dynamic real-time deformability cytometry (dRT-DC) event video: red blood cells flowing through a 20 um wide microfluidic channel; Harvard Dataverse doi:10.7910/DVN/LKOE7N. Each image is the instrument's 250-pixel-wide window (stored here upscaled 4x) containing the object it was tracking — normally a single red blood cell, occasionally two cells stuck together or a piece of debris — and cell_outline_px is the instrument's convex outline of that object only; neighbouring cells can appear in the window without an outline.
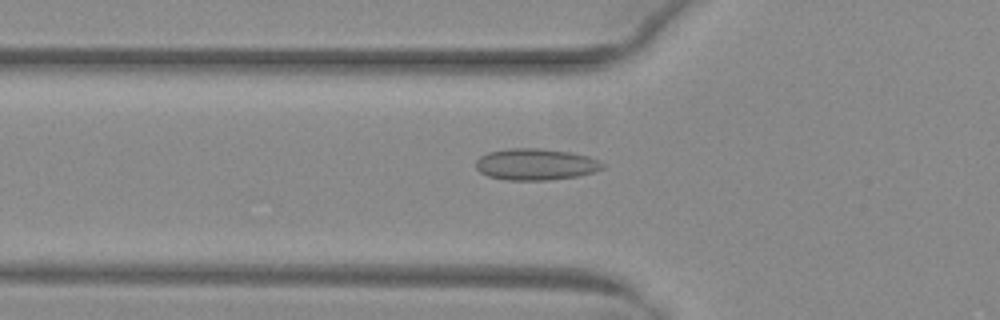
{"species": "common noctule bat (a hibernating species)", "species_latin": "Nyctalus noctula", "temperature_condition": "warm", "stored_images_in_passage": 52, "camera_frame_rate_fps": 3000, "um_per_image_px": 0.085, "animal": {"sex": "female", "body_mass_g": 29.2, "forearm_length_mm": 56.3}, "frame": {"image": 1, "passage_image": 19, "time_ms": 6.0, "image_size_px": [1000, 320], "cell_outline_px": [[604, 168], [592, 172], [576, 176], [548, 180], [504, 180], [488, 176], [480, 172], [476, 168], [476, 160], [480, 156], [488, 152], [508, 148], [540, 148], [572, 152], [588, 156], [604, 164]], "centroid_in_image_um": [45.5, 13.96], "position_along_channel_um": 80.3, "area_um2": 23.29}}
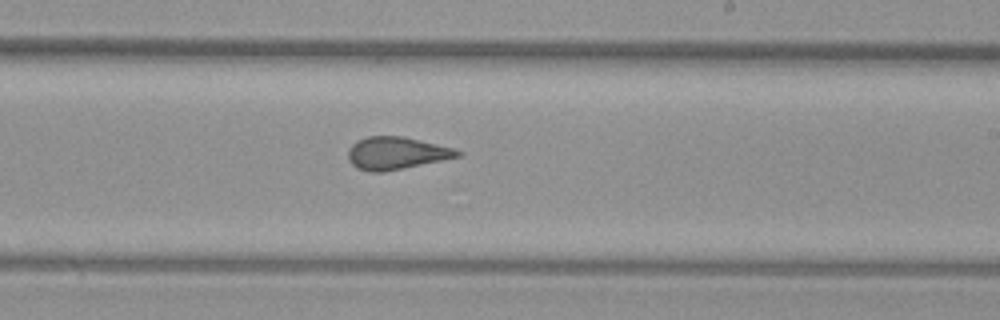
{"frame": {"image": 2, "passage_image": 32, "time_ms": 10.333, "image_size_px": [1000, 320], "cell_outline_px": [[464, 152], [460, 156], [384, 172], [372, 172], [356, 168], [348, 160], [348, 152], [352, 144], [356, 140], [368, 136], [404, 136], [452, 148]], "centroid_in_image_um": [33.65, 13.01], "position_along_channel_um": 255.4, "area_um2": 20.58}}
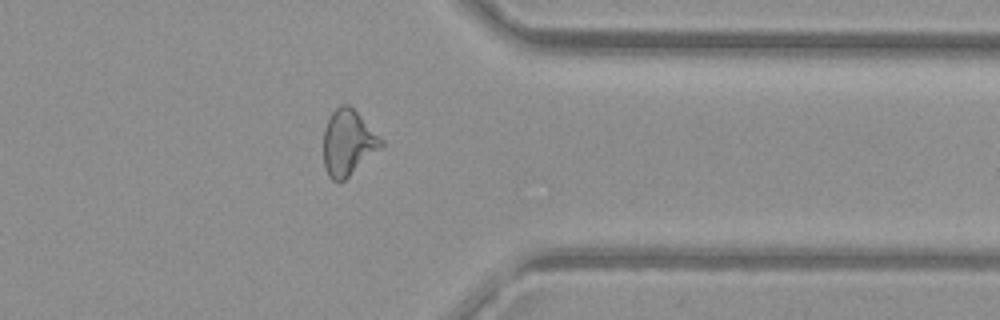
{"frame": {"image": 3, "passage_image": 42, "time_ms": 13.667, "image_size_px": [1000, 320], "cell_outline_px": [[384, 144], [344, 180], [332, 180], [328, 176], [324, 168], [324, 128], [332, 112], [340, 104], [348, 104], [384, 140]], "centroid_in_image_um": [29.56, 12.12], "position_along_channel_um": 381.8, "area_um2": 21.62}, "authors_computed_cell_mechanics": {"area_um2": 22.2819, "velocity_mm_per_s": 4.0209, "shape_relaxation_time_tau1_ms": null, "shape_relaxation_time_tau2_ms": 1.2582, "deformation_change_tau1": null, "deformation_change_tau2": 0.0842}}